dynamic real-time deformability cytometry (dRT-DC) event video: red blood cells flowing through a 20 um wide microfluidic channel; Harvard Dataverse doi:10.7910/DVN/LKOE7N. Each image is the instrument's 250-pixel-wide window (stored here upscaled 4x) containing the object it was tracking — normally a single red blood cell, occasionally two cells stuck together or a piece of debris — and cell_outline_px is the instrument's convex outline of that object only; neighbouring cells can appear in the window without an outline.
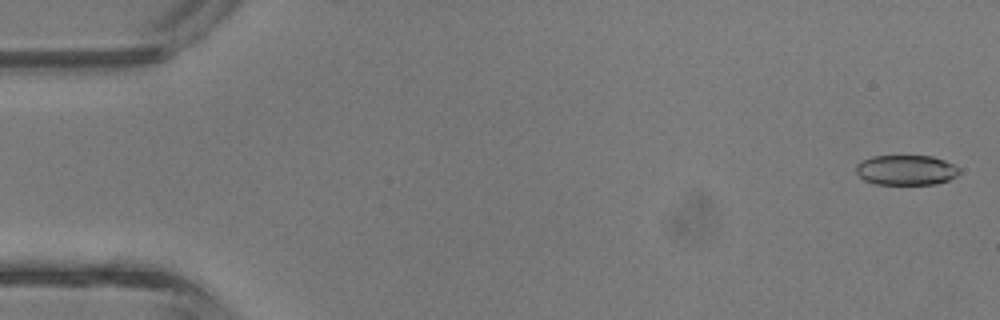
{"species": "common noctule bat (a hibernating species)", "species_latin": "Nyctalus noctula", "temperature_condition": "room temperature", "stored_images_in_passage": 40, "camera_frame_rate_fps": 3000, "um_per_image_px": 0.085, "animal": {"sex": "male", "body_mass_g": 13.3}, "frame": {"image": 1, "passage_image": 1, "time_ms": 0.0, "image_size_px": [1000, 320], "cell_outline_px": [[960, 172], [956, 176], [948, 180], [936, 184], [876, 184], [864, 180], [856, 172], [856, 164], [872, 156], [932, 156], [944, 160], [960, 168]], "centroid_in_image_um": [77.03, 14.46], "position_along_channel_um": 8.0, "area_um2": 18.03}}
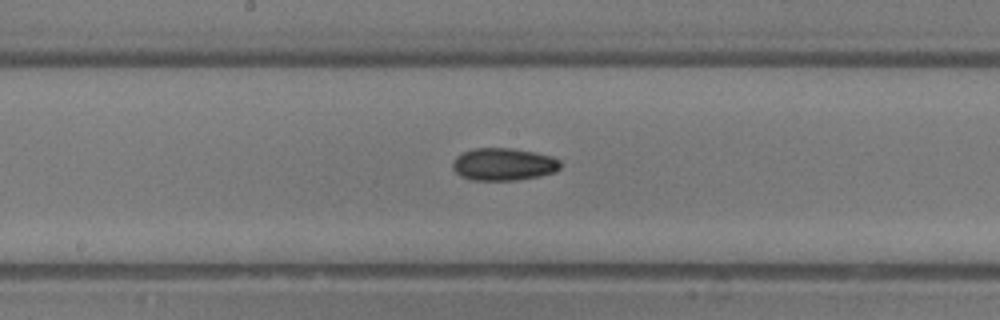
{"frame": {"image": 2, "passage_image": 22, "time_ms": 7.0, "image_size_px": [1000, 320], "cell_outline_px": [[560, 168], [556, 172], [540, 176], [516, 180], [472, 180], [460, 176], [452, 168], [452, 164], [456, 156], [460, 152], [472, 148], [512, 148], [552, 156], [560, 160]], "centroid_in_image_um": [42.78, 13.96], "position_along_channel_um": 205.4, "area_um2": 20.58}}
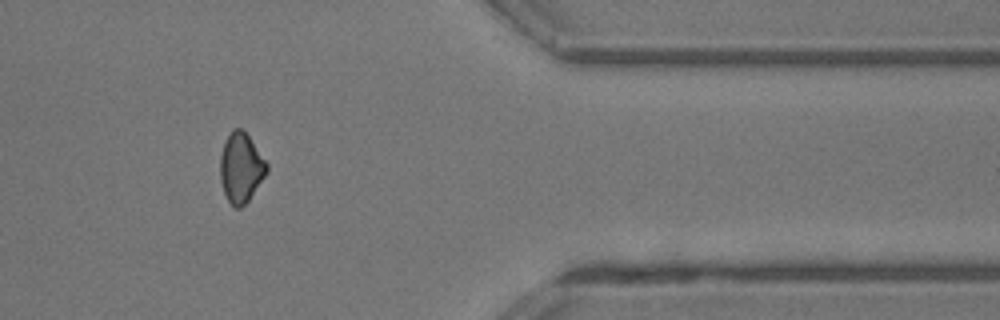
{"frame": {"image": 3, "passage_image": 35, "time_ms": 11.333, "image_size_px": [1000, 320], "cell_outline_px": [[268, 172], [248, 200], [240, 208], [236, 208], [228, 200], [224, 192], [220, 180], [220, 156], [224, 144], [232, 128], [240, 128], [248, 136], [268, 164]], "centroid_in_image_um": [20.48, 14.26], "position_along_channel_um": 390.9, "area_um2": 18.61}}